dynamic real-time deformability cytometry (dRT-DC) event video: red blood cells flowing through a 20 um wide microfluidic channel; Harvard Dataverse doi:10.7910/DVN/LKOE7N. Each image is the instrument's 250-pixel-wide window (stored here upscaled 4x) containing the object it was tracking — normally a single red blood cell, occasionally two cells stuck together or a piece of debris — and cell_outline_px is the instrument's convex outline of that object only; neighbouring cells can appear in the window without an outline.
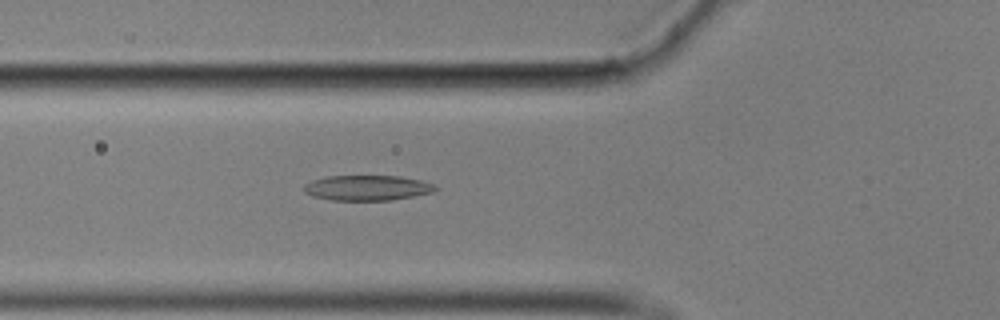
{"species": "common noctule bat (a hibernating species)", "species_latin": "Nyctalus noctula", "temperature_condition": "cold", "stored_images_in_passage": 56, "camera_frame_rate_fps": 3000, "um_per_image_px": 0.085, "animal": {"sex": "male", "body_mass_g": 17.9}, "frame": {"image": 1, "passage_image": 20, "time_ms": 6.333, "image_size_px": [1000, 320], "cell_outline_px": [[440, 188], [436, 192], [416, 196], [392, 200], [332, 200], [312, 196], [304, 192], [304, 184], [312, 180], [328, 176], [400, 176], [420, 180], [432, 184]], "centroid_in_image_um": [31.25, 15.97], "position_along_channel_um": 94.5, "area_um2": 19.48}}
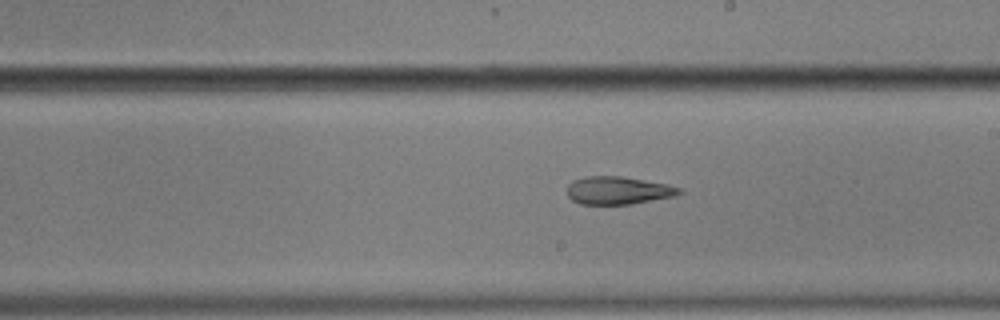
{"frame": {"image": 2, "passage_image": 32, "time_ms": 10.333, "image_size_px": [1000, 320], "cell_outline_px": [[684, 192], [676, 196], [632, 204], [580, 204], [572, 200], [568, 196], [568, 184], [572, 180], [584, 176], [620, 176], [668, 184], [680, 188]], "centroid_in_image_um": [52.55, 16.18], "position_along_channel_um": 236.5, "area_um2": 18.32}}
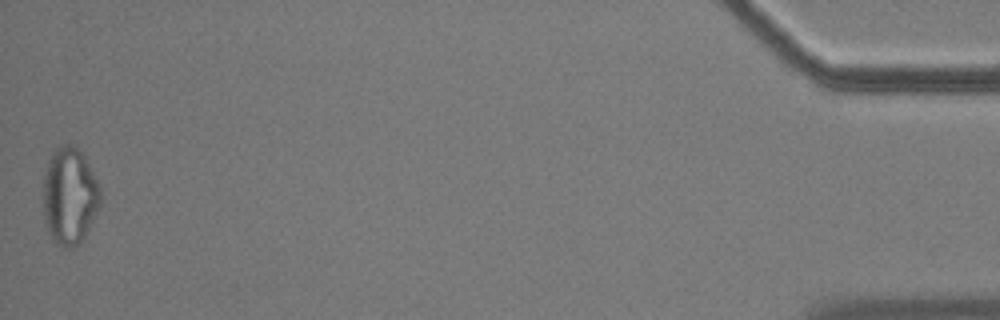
{"frame": {"image": 3, "passage_image": 56, "time_ms": 18.333, "image_size_px": [1000, 320], "cell_outline_px": [[100, 204], [80, 244], [72, 248], [60, 248], [52, 240], [48, 232], [44, 216], [44, 176], [48, 160], [52, 152], [56, 148], [64, 144], [72, 144], [84, 156], [100, 188]], "centroid_in_image_um": [5.89, 16.69], "position_along_channel_um": 429.3, "area_um2": 32.14}, "authors_computed_cell_mechanics": {"area_um2": 20.1433, "velocity_mm_per_s": 3.5385, "shape_relaxation_time_tau1_ms": null, "shape_relaxation_time_tau2_ms": 3.5795, "deformation_change_tau1": null, "deformation_change_tau2": 0.1305}}